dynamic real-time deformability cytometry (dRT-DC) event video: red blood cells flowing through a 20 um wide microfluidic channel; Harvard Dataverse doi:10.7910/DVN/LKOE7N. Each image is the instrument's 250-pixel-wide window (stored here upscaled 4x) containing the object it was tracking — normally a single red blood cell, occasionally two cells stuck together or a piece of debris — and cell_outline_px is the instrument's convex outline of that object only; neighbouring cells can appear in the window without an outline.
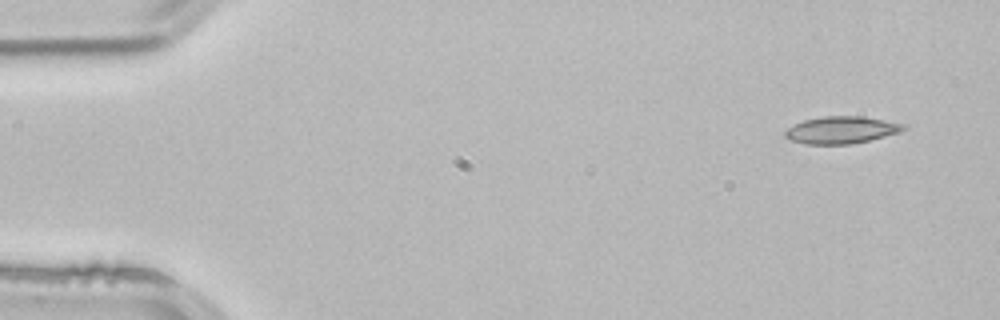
{"species": "common noctule bat (a hibernating species)", "species_latin": "Nyctalus noctula", "temperature_condition": "room temperature", "stored_images_in_passage": 3, "camera_frame_rate_fps": 3000, "um_per_image_px": 0.085, "animal": {"sex": "male", "body_mass_g": 21.5, "forearm_length_mm": 52.0}, "frame": {"image": 1, "passage_image": 1, "time_ms": 0.0, "image_size_px": [1000, 320], "cell_outline_px": [[908, 128], [900, 132], [852, 144], [804, 144], [788, 140], [784, 136], [784, 132], [788, 128], [804, 120], [824, 116], [864, 116], [908, 124]], "centroid_in_image_um": [71.54, 11.04], "position_along_channel_um": 13.5, "area_um2": 18.9}}